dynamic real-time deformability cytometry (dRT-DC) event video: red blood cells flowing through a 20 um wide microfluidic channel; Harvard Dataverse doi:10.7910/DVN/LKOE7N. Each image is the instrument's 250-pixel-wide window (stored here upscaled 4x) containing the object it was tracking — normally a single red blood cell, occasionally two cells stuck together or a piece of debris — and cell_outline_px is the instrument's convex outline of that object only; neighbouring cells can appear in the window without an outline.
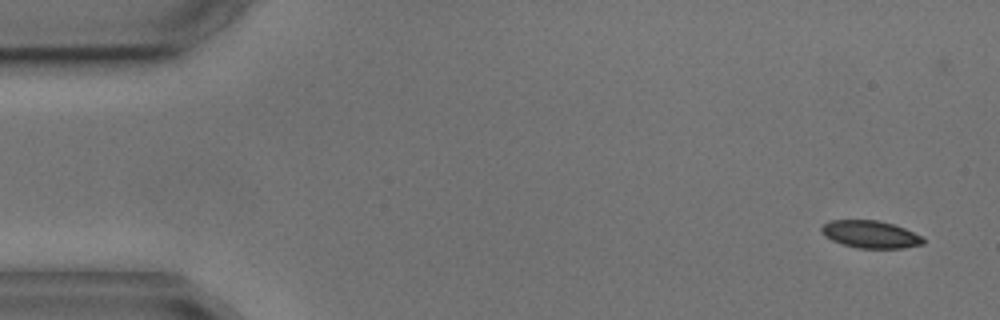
{"species": "common noctule bat (a hibernating species)", "species_latin": "Nyctalus noctula", "temperature_condition": "cold", "stored_images_in_passage": 4, "camera_frame_rate_fps": 3000, "um_per_image_px": 0.085, "animal": {"sex": "male", "body_mass_g": 17.9, "forearm_length_mm": 54.2}, "frame": {"image": 1, "passage_image": 1, "time_ms": 0.0, "image_size_px": [1000, 320], "cell_outline_px": [[924, 244], [904, 248], [856, 248], [832, 240], [824, 236], [820, 232], [820, 228], [828, 220], [876, 220], [892, 224], [904, 228], [920, 236], [924, 240]], "centroid_in_image_um": [73.94, 19.92], "position_along_channel_um": 11.1, "area_um2": 16.18}}
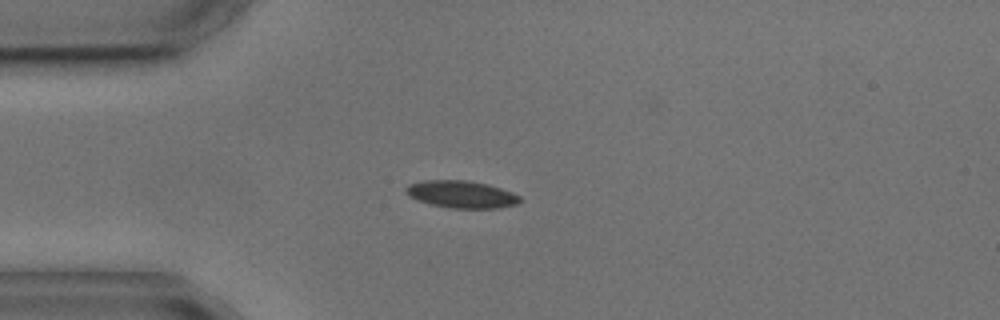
{"frame": {"image": 2, "passage_image": 4, "time_ms": 3.667, "image_size_px": [1000, 320], "cell_outline_px": [[520, 200], [516, 204], [500, 208], [448, 208], [428, 204], [416, 200], [408, 196], [404, 192], [404, 188], [408, 184], [424, 180], [464, 180], [488, 184], [512, 192], [520, 196]], "centroid_in_image_um": [39.16, 16.52], "position_along_channel_um": 45.8, "area_um2": 18.32}}